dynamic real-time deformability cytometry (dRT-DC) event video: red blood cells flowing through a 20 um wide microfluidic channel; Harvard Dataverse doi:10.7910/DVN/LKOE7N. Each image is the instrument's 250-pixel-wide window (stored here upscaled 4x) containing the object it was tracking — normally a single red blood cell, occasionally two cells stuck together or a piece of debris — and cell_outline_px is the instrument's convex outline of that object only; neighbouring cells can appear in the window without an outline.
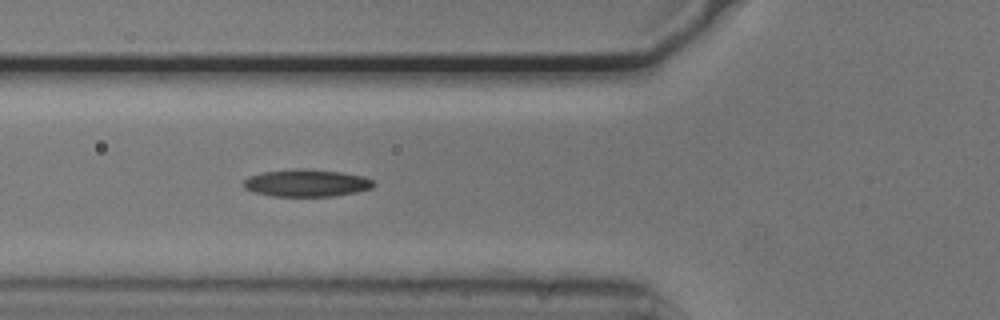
{"species": "common noctule bat (a hibernating species)", "species_latin": "Nyctalus noctula", "temperature_condition": "cold", "stored_images_in_passage": 40, "camera_frame_rate_fps": 3000, "um_per_image_px": 0.085, "animal": {"sex": "male", "body_mass_g": 20.5, "forearm_length_mm": 52.5}, "frame": {"image": 1, "passage_image": 7, "time_ms": 2.0, "image_size_px": [1000, 320], "cell_outline_px": [[376, 184], [372, 188], [356, 192], [332, 196], [272, 196], [252, 192], [244, 188], [244, 180], [248, 176], [264, 172], [296, 168], [300, 168], [340, 172], [364, 176], [372, 180]], "centroid_in_image_um": [26.04, 15.55], "position_along_channel_um": 99.8, "area_um2": 20.69}}
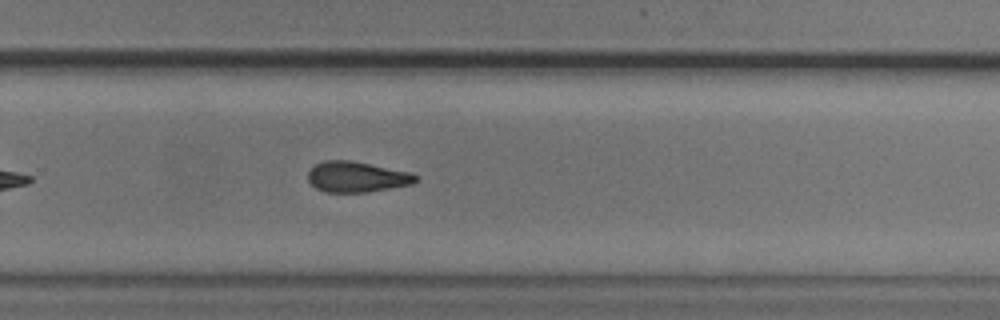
{"frame": {"image": 2, "passage_image": 23, "time_ms": 7.333, "image_size_px": [1000, 320], "cell_outline_px": [[420, 180], [412, 184], [368, 192], [324, 192], [316, 188], [308, 180], [308, 172], [316, 164], [324, 160], [348, 160], [412, 172], [420, 176]], "centroid_in_image_um": [30.37, 15.04], "position_along_channel_um": 299.4, "area_um2": 19.31}, "authors_computed_cell_mechanics": {"area_um2": 19.5364, "velocity_mm_per_s": 3.7418, "shape_relaxation_time_tau1_ms": 4.0782, "shape_relaxation_time_tau2_ms": null, "deformation_change_tau1": 0.1422, "deformation_change_tau2": null}}